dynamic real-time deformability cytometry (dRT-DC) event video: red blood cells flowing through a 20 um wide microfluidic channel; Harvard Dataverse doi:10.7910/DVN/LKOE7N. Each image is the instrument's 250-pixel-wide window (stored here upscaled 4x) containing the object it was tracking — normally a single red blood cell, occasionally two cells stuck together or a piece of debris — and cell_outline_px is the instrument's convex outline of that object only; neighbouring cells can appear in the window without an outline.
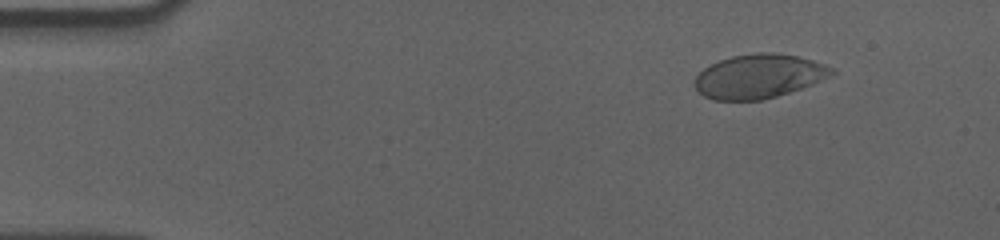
{"species": "human", "species_latin": "Homo sapiens", "temperature_condition": "cold", "stored_images_in_passage": 58, "camera_frame_rate_fps": 3000, "um_per_image_px": 0.085, "donor": {"sex": "male"}, "frame": {"image": 1, "passage_image": 7, "time_ms": 2.0, "image_size_px": [1000, 240], "cell_outline_px": [[836, 72], [812, 84], [776, 96], [760, 100], [712, 100], [704, 96], [692, 84], [696, 76], [704, 68], [720, 60], [732, 56], [760, 52], [776, 52], [796, 56], [812, 60], [824, 64], [832, 68]], "centroid_in_image_um": [64.47, 6.48], "position_along_channel_um": 20.5, "area_um2": 34.85}}
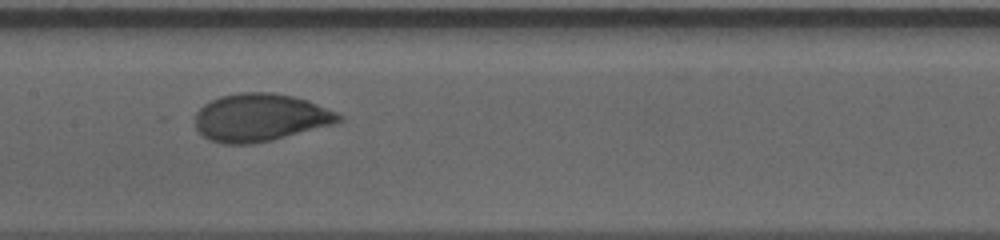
{"frame": {"image": 2, "passage_image": 29, "time_ms": 9.333, "image_size_px": [1000, 240], "cell_outline_px": [[344, 120], [332, 124], [272, 140], [252, 144], [224, 144], [212, 140], [204, 136], [196, 128], [196, 112], [204, 104], [220, 96], [240, 92], [272, 92], [292, 96], [308, 100], [336, 112], [344, 116]], "centroid_in_image_um": [22.13, 9.98], "position_along_channel_um": 185.3, "area_um2": 39.77}}
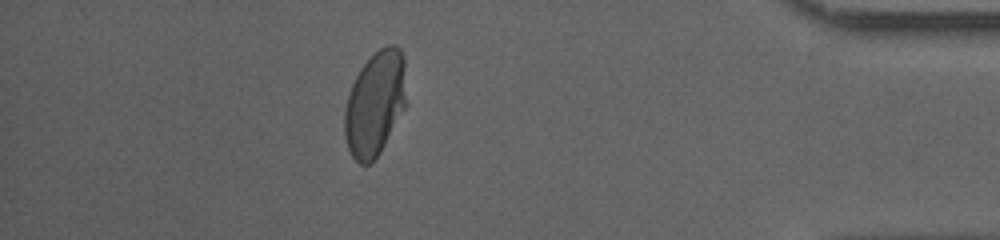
{"frame": {"image": 3, "passage_image": 51, "time_ms": 16.667, "image_size_px": [1000, 240], "cell_outline_px": [[404, 108], [380, 152], [368, 164], [360, 164], [352, 156], [348, 148], [344, 132], [344, 108], [352, 84], [360, 68], [380, 48], [388, 44], [392, 44], [400, 48], [404, 56]], "centroid_in_image_um": [31.85, 8.79], "position_along_channel_um": 403.4, "area_um2": 36.99}, "authors_computed_cell_mechanics": {"area_um2": 38.437, "velocity_mm_per_s": 3.5468, "shape_relaxation_time_tau1_ms": 4.4734, "shape_relaxation_time_tau2_ms": null, "deformation_change_tau1": 0.1551, "deformation_change_tau2": null}}